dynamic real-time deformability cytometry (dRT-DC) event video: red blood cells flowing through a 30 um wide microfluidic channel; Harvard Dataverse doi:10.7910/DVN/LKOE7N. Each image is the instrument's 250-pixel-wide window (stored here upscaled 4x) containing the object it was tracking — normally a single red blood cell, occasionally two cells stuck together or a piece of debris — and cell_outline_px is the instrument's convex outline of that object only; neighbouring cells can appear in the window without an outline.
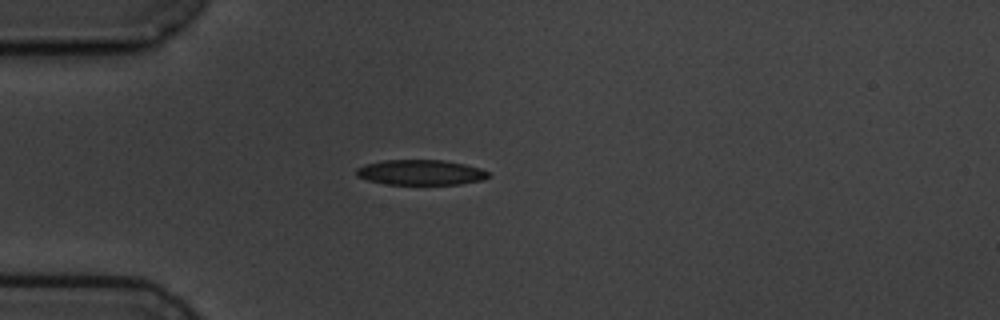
{"species": "common noctule bat (a hibernating species)", "species_latin": "Nyctalus noctula", "temperature_condition": "cold", "stored_images_in_passage": 9, "camera_frame_rate_fps": 3000, "um_per_image_px": 0.085, "animal": {"sex": "male", "body_mass_g": 19.5, "forearm_length_mm": 54.6}, "frame": {"image": 1, "passage_image": 3, "time_ms": 2.333, "image_size_px": [1000, 320], "cell_outline_px": [[488, 176], [484, 180], [460, 184], [384, 184], [368, 180], [356, 176], [356, 168], [364, 164], [384, 160], [444, 160], [464, 164], [480, 168], [488, 172]], "centroid_in_image_um": [35.73, 14.65], "position_along_channel_um": 49.3, "area_um2": 19.42}}
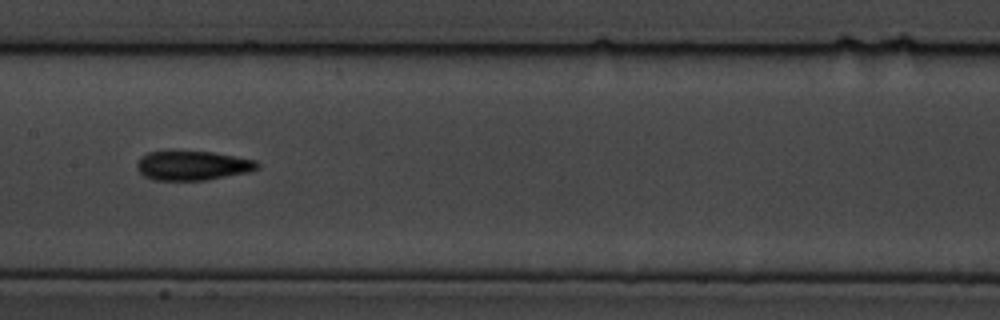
{"frame": {"image": 2, "passage_image": 7, "time_ms": 6.667, "image_size_px": [1000, 320], "cell_outline_px": [[260, 168], [248, 172], [204, 180], [152, 180], [144, 176], [136, 168], [136, 164], [148, 152], [212, 152], [236, 156], [256, 160], [260, 164]], "centroid_in_image_um": [16.41, 14.08], "position_along_channel_um": 191.0, "area_um2": 20.35}}
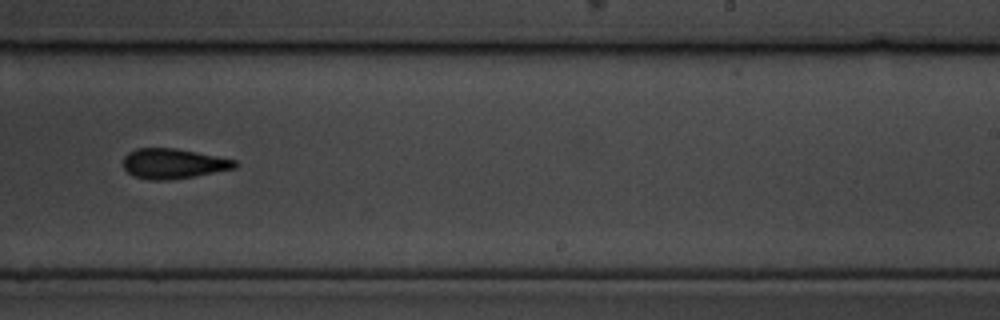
{"frame": {"image": 3, "passage_image": 9, "time_ms": 9.0, "image_size_px": [1000, 320], "cell_outline_px": [[236, 168], [192, 176], [168, 180], [148, 180], [132, 176], [124, 168], [124, 156], [128, 152], [136, 148], [176, 148], [236, 160]], "centroid_in_image_um": [14.68, 13.9], "position_along_channel_um": 274.3, "area_um2": 19.42}}